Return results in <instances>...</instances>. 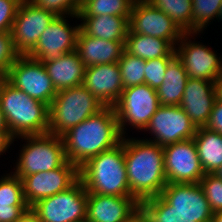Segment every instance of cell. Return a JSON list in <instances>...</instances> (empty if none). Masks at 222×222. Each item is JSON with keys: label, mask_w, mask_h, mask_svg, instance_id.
Segmentation results:
<instances>
[{"label": "cell", "mask_w": 222, "mask_h": 222, "mask_svg": "<svg viewBox=\"0 0 222 222\" xmlns=\"http://www.w3.org/2000/svg\"><path fill=\"white\" fill-rule=\"evenodd\" d=\"M66 158L80 168L90 158L118 145L122 135L115 110L104 106L62 136Z\"/></svg>", "instance_id": "cell-1"}, {"label": "cell", "mask_w": 222, "mask_h": 222, "mask_svg": "<svg viewBox=\"0 0 222 222\" xmlns=\"http://www.w3.org/2000/svg\"><path fill=\"white\" fill-rule=\"evenodd\" d=\"M124 159L132 197L140 203L161 195L167 185L163 147L148 138L124 137Z\"/></svg>", "instance_id": "cell-2"}, {"label": "cell", "mask_w": 222, "mask_h": 222, "mask_svg": "<svg viewBox=\"0 0 222 222\" xmlns=\"http://www.w3.org/2000/svg\"><path fill=\"white\" fill-rule=\"evenodd\" d=\"M0 107L11 136L48 133L49 106L0 78Z\"/></svg>", "instance_id": "cell-3"}, {"label": "cell", "mask_w": 222, "mask_h": 222, "mask_svg": "<svg viewBox=\"0 0 222 222\" xmlns=\"http://www.w3.org/2000/svg\"><path fill=\"white\" fill-rule=\"evenodd\" d=\"M87 193L132 197L124 159V137L115 147L90 158L79 168Z\"/></svg>", "instance_id": "cell-4"}, {"label": "cell", "mask_w": 222, "mask_h": 222, "mask_svg": "<svg viewBox=\"0 0 222 222\" xmlns=\"http://www.w3.org/2000/svg\"><path fill=\"white\" fill-rule=\"evenodd\" d=\"M103 107L83 85L58 91L49 106L48 133L62 136Z\"/></svg>", "instance_id": "cell-5"}, {"label": "cell", "mask_w": 222, "mask_h": 222, "mask_svg": "<svg viewBox=\"0 0 222 222\" xmlns=\"http://www.w3.org/2000/svg\"><path fill=\"white\" fill-rule=\"evenodd\" d=\"M26 140L13 172L25 177L37 172H49L61 167L66 161L64 142L61 136L52 134L24 135L16 137Z\"/></svg>", "instance_id": "cell-6"}, {"label": "cell", "mask_w": 222, "mask_h": 222, "mask_svg": "<svg viewBox=\"0 0 222 222\" xmlns=\"http://www.w3.org/2000/svg\"><path fill=\"white\" fill-rule=\"evenodd\" d=\"M159 106L156 89L147 84L123 89L113 106L122 137H125V130H127L125 126L127 125L144 131Z\"/></svg>", "instance_id": "cell-7"}, {"label": "cell", "mask_w": 222, "mask_h": 222, "mask_svg": "<svg viewBox=\"0 0 222 222\" xmlns=\"http://www.w3.org/2000/svg\"><path fill=\"white\" fill-rule=\"evenodd\" d=\"M88 193L79 178L71 187L35 203L41 222H85Z\"/></svg>", "instance_id": "cell-8"}, {"label": "cell", "mask_w": 222, "mask_h": 222, "mask_svg": "<svg viewBox=\"0 0 222 222\" xmlns=\"http://www.w3.org/2000/svg\"><path fill=\"white\" fill-rule=\"evenodd\" d=\"M5 79L29 97L48 106L57 94L44 64L27 55H20L17 58Z\"/></svg>", "instance_id": "cell-9"}, {"label": "cell", "mask_w": 222, "mask_h": 222, "mask_svg": "<svg viewBox=\"0 0 222 222\" xmlns=\"http://www.w3.org/2000/svg\"><path fill=\"white\" fill-rule=\"evenodd\" d=\"M196 130V126L180 106L160 105L144 131L153 135V139L149 138L148 141L164 147L193 139Z\"/></svg>", "instance_id": "cell-10"}, {"label": "cell", "mask_w": 222, "mask_h": 222, "mask_svg": "<svg viewBox=\"0 0 222 222\" xmlns=\"http://www.w3.org/2000/svg\"><path fill=\"white\" fill-rule=\"evenodd\" d=\"M129 29L141 35L165 39L174 48L184 34L174 20L146 0H134Z\"/></svg>", "instance_id": "cell-11"}, {"label": "cell", "mask_w": 222, "mask_h": 222, "mask_svg": "<svg viewBox=\"0 0 222 222\" xmlns=\"http://www.w3.org/2000/svg\"><path fill=\"white\" fill-rule=\"evenodd\" d=\"M19 178L25 201L31 208L39 200L71 187L79 179V168L67 160L61 167L49 172H37Z\"/></svg>", "instance_id": "cell-12"}, {"label": "cell", "mask_w": 222, "mask_h": 222, "mask_svg": "<svg viewBox=\"0 0 222 222\" xmlns=\"http://www.w3.org/2000/svg\"><path fill=\"white\" fill-rule=\"evenodd\" d=\"M167 183H199L205 172L193 139L163 147Z\"/></svg>", "instance_id": "cell-13"}, {"label": "cell", "mask_w": 222, "mask_h": 222, "mask_svg": "<svg viewBox=\"0 0 222 222\" xmlns=\"http://www.w3.org/2000/svg\"><path fill=\"white\" fill-rule=\"evenodd\" d=\"M56 16L22 0L11 29L13 44L20 55H27L37 44L45 28Z\"/></svg>", "instance_id": "cell-14"}, {"label": "cell", "mask_w": 222, "mask_h": 222, "mask_svg": "<svg viewBox=\"0 0 222 222\" xmlns=\"http://www.w3.org/2000/svg\"><path fill=\"white\" fill-rule=\"evenodd\" d=\"M200 33H184L176 45L178 47H175V53L188 77L215 81L222 72V58L207 45L189 40Z\"/></svg>", "instance_id": "cell-15"}, {"label": "cell", "mask_w": 222, "mask_h": 222, "mask_svg": "<svg viewBox=\"0 0 222 222\" xmlns=\"http://www.w3.org/2000/svg\"><path fill=\"white\" fill-rule=\"evenodd\" d=\"M66 17L56 16L27 56L43 63L76 50L80 25L70 26Z\"/></svg>", "instance_id": "cell-16"}, {"label": "cell", "mask_w": 222, "mask_h": 222, "mask_svg": "<svg viewBox=\"0 0 222 222\" xmlns=\"http://www.w3.org/2000/svg\"><path fill=\"white\" fill-rule=\"evenodd\" d=\"M161 196L193 222H211L213 212L199 183H167Z\"/></svg>", "instance_id": "cell-17"}, {"label": "cell", "mask_w": 222, "mask_h": 222, "mask_svg": "<svg viewBox=\"0 0 222 222\" xmlns=\"http://www.w3.org/2000/svg\"><path fill=\"white\" fill-rule=\"evenodd\" d=\"M83 86L104 106L113 107L124 89L119 64H98L87 67Z\"/></svg>", "instance_id": "cell-18"}, {"label": "cell", "mask_w": 222, "mask_h": 222, "mask_svg": "<svg viewBox=\"0 0 222 222\" xmlns=\"http://www.w3.org/2000/svg\"><path fill=\"white\" fill-rule=\"evenodd\" d=\"M216 101L214 81L188 78L180 107L196 128L205 127Z\"/></svg>", "instance_id": "cell-19"}, {"label": "cell", "mask_w": 222, "mask_h": 222, "mask_svg": "<svg viewBox=\"0 0 222 222\" xmlns=\"http://www.w3.org/2000/svg\"><path fill=\"white\" fill-rule=\"evenodd\" d=\"M139 207L134 197L88 193L85 222H127Z\"/></svg>", "instance_id": "cell-20"}, {"label": "cell", "mask_w": 222, "mask_h": 222, "mask_svg": "<svg viewBox=\"0 0 222 222\" xmlns=\"http://www.w3.org/2000/svg\"><path fill=\"white\" fill-rule=\"evenodd\" d=\"M125 50L122 41H108L78 32L76 51L85 67L118 63Z\"/></svg>", "instance_id": "cell-21"}, {"label": "cell", "mask_w": 222, "mask_h": 222, "mask_svg": "<svg viewBox=\"0 0 222 222\" xmlns=\"http://www.w3.org/2000/svg\"><path fill=\"white\" fill-rule=\"evenodd\" d=\"M43 64L57 92L83 85L86 67L76 50Z\"/></svg>", "instance_id": "cell-22"}, {"label": "cell", "mask_w": 222, "mask_h": 222, "mask_svg": "<svg viewBox=\"0 0 222 222\" xmlns=\"http://www.w3.org/2000/svg\"><path fill=\"white\" fill-rule=\"evenodd\" d=\"M77 19L82 21L79 25L84 34L108 41H122L125 44L129 30L127 16H78Z\"/></svg>", "instance_id": "cell-23"}, {"label": "cell", "mask_w": 222, "mask_h": 222, "mask_svg": "<svg viewBox=\"0 0 222 222\" xmlns=\"http://www.w3.org/2000/svg\"><path fill=\"white\" fill-rule=\"evenodd\" d=\"M124 47L126 52L143 60L176 56L175 48L167 40L134 33L130 29Z\"/></svg>", "instance_id": "cell-24"}, {"label": "cell", "mask_w": 222, "mask_h": 222, "mask_svg": "<svg viewBox=\"0 0 222 222\" xmlns=\"http://www.w3.org/2000/svg\"><path fill=\"white\" fill-rule=\"evenodd\" d=\"M193 140L205 174H214L222 165V134L200 127Z\"/></svg>", "instance_id": "cell-25"}, {"label": "cell", "mask_w": 222, "mask_h": 222, "mask_svg": "<svg viewBox=\"0 0 222 222\" xmlns=\"http://www.w3.org/2000/svg\"><path fill=\"white\" fill-rule=\"evenodd\" d=\"M188 78L185 67L175 56L168 63L163 83L156 89L160 105L179 106Z\"/></svg>", "instance_id": "cell-26"}, {"label": "cell", "mask_w": 222, "mask_h": 222, "mask_svg": "<svg viewBox=\"0 0 222 222\" xmlns=\"http://www.w3.org/2000/svg\"><path fill=\"white\" fill-rule=\"evenodd\" d=\"M167 14L184 33H193L192 0H146Z\"/></svg>", "instance_id": "cell-27"}, {"label": "cell", "mask_w": 222, "mask_h": 222, "mask_svg": "<svg viewBox=\"0 0 222 222\" xmlns=\"http://www.w3.org/2000/svg\"><path fill=\"white\" fill-rule=\"evenodd\" d=\"M134 0H82L78 16L115 15L130 19Z\"/></svg>", "instance_id": "cell-28"}, {"label": "cell", "mask_w": 222, "mask_h": 222, "mask_svg": "<svg viewBox=\"0 0 222 222\" xmlns=\"http://www.w3.org/2000/svg\"><path fill=\"white\" fill-rule=\"evenodd\" d=\"M140 208L151 222H193L192 218L175 211L161 195L141 201Z\"/></svg>", "instance_id": "cell-29"}, {"label": "cell", "mask_w": 222, "mask_h": 222, "mask_svg": "<svg viewBox=\"0 0 222 222\" xmlns=\"http://www.w3.org/2000/svg\"><path fill=\"white\" fill-rule=\"evenodd\" d=\"M118 64L124 89L145 84V60L124 50Z\"/></svg>", "instance_id": "cell-30"}, {"label": "cell", "mask_w": 222, "mask_h": 222, "mask_svg": "<svg viewBox=\"0 0 222 222\" xmlns=\"http://www.w3.org/2000/svg\"><path fill=\"white\" fill-rule=\"evenodd\" d=\"M192 3L193 33H203L212 19L218 18L222 0H192Z\"/></svg>", "instance_id": "cell-31"}, {"label": "cell", "mask_w": 222, "mask_h": 222, "mask_svg": "<svg viewBox=\"0 0 222 222\" xmlns=\"http://www.w3.org/2000/svg\"><path fill=\"white\" fill-rule=\"evenodd\" d=\"M0 203L9 206H28L23 194L22 181L13 172L0 178Z\"/></svg>", "instance_id": "cell-32"}, {"label": "cell", "mask_w": 222, "mask_h": 222, "mask_svg": "<svg viewBox=\"0 0 222 222\" xmlns=\"http://www.w3.org/2000/svg\"><path fill=\"white\" fill-rule=\"evenodd\" d=\"M38 8L53 13L55 16L78 18L82 0H29Z\"/></svg>", "instance_id": "cell-33"}, {"label": "cell", "mask_w": 222, "mask_h": 222, "mask_svg": "<svg viewBox=\"0 0 222 222\" xmlns=\"http://www.w3.org/2000/svg\"><path fill=\"white\" fill-rule=\"evenodd\" d=\"M199 184L213 213L222 211V179L215 174H205Z\"/></svg>", "instance_id": "cell-34"}, {"label": "cell", "mask_w": 222, "mask_h": 222, "mask_svg": "<svg viewBox=\"0 0 222 222\" xmlns=\"http://www.w3.org/2000/svg\"><path fill=\"white\" fill-rule=\"evenodd\" d=\"M20 54L13 44L11 32L0 31V78H5Z\"/></svg>", "instance_id": "cell-35"}, {"label": "cell", "mask_w": 222, "mask_h": 222, "mask_svg": "<svg viewBox=\"0 0 222 222\" xmlns=\"http://www.w3.org/2000/svg\"><path fill=\"white\" fill-rule=\"evenodd\" d=\"M173 58H155L145 60V84L157 89L164 80L168 63Z\"/></svg>", "instance_id": "cell-36"}, {"label": "cell", "mask_w": 222, "mask_h": 222, "mask_svg": "<svg viewBox=\"0 0 222 222\" xmlns=\"http://www.w3.org/2000/svg\"><path fill=\"white\" fill-rule=\"evenodd\" d=\"M22 0H0V31L11 32Z\"/></svg>", "instance_id": "cell-37"}, {"label": "cell", "mask_w": 222, "mask_h": 222, "mask_svg": "<svg viewBox=\"0 0 222 222\" xmlns=\"http://www.w3.org/2000/svg\"><path fill=\"white\" fill-rule=\"evenodd\" d=\"M29 208L0 203V222H17Z\"/></svg>", "instance_id": "cell-38"}, {"label": "cell", "mask_w": 222, "mask_h": 222, "mask_svg": "<svg viewBox=\"0 0 222 222\" xmlns=\"http://www.w3.org/2000/svg\"><path fill=\"white\" fill-rule=\"evenodd\" d=\"M207 129L222 134V101L216 100L210 118L205 126Z\"/></svg>", "instance_id": "cell-39"}, {"label": "cell", "mask_w": 222, "mask_h": 222, "mask_svg": "<svg viewBox=\"0 0 222 222\" xmlns=\"http://www.w3.org/2000/svg\"><path fill=\"white\" fill-rule=\"evenodd\" d=\"M14 141L15 139L11 136L10 132H0V155L5 153Z\"/></svg>", "instance_id": "cell-40"}, {"label": "cell", "mask_w": 222, "mask_h": 222, "mask_svg": "<svg viewBox=\"0 0 222 222\" xmlns=\"http://www.w3.org/2000/svg\"><path fill=\"white\" fill-rule=\"evenodd\" d=\"M17 222H41L39 216L29 208Z\"/></svg>", "instance_id": "cell-41"}, {"label": "cell", "mask_w": 222, "mask_h": 222, "mask_svg": "<svg viewBox=\"0 0 222 222\" xmlns=\"http://www.w3.org/2000/svg\"><path fill=\"white\" fill-rule=\"evenodd\" d=\"M127 222H151L146 213L139 207V209L130 217Z\"/></svg>", "instance_id": "cell-42"}, {"label": "cell", "mask_w": 222, "mask_h": 222, "mask_svg": "<svg viewBox=\"0 0 222 222\" xmlns=\"http://www.w3.org/2000/svg\"><path fill=\"white\" fill-rule=\"evenodd\" d=\"M214 85H215V92H216V100L222 101V72L215 79Z\"/></svg>", "instance_id": "cell-43"}, {"label": "cell", "mask_w": 222, "mask_h": 222, "mask_svg": "<svg viewBox=\"0 0 222 222\" xmlns=\"http://www.w3.org/2000/svg\"><path fill=\"white\" fill-rule=\"evenodd\" d=\"M0 132H9L5 116L0 107Z\"/></svg>", "instance_id": "cell-44"}, {"label": "cell", "mask_w": 222, "mask_h": 222, "mask_svg": "<svg viewBox=\"0 0 222 222\" xmlns=\"http://www.w3.org/2000/svg\"><path fill=\"white\" fill-rule=\"evenodd\" d=\"M211 222H222V211L213 213Z\"/></svg>", "instance_id": "cell-45"}, {"label": "cell", "mask_w": 222, "mask_h": 222, "mask_svg": "<svg viewBox=\"0 0 222 222\" xmlns=\"http://www.w3.org/2000/svg\"><path fill=\"white\" fill-rule=\"evenodd\" d=\"M218 178L222 179V165L218 168V170L214 173Z\"/></svg>", "instance_id": "cell-46"}]
</instances>
